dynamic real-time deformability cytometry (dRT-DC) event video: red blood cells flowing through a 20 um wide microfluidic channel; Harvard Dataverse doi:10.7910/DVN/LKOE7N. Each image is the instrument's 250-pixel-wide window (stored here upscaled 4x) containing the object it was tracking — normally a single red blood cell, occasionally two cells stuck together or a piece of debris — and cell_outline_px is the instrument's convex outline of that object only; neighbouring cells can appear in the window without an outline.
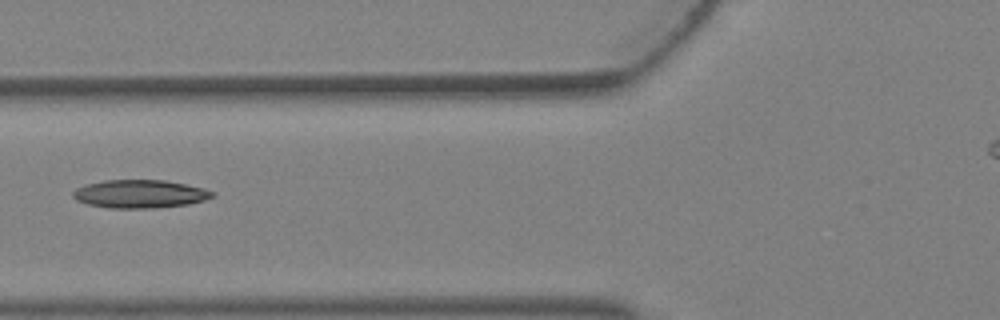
{"species": "Egyptian fruit bat (a non-hibernating species)", "species_latin": "Rousettus aegyptiacus", "temperature_condition": "warm", "stored_images_in_passage": 5, "camera_frame_rate_fps": 3000, "um_per_image_px": 0.085, "animal": {"sex": "female"}, "frame": {"image": 1, "passage_image": 5, "time_ms": 1.333, "image_size_px": [1000, 320], "cell_outline_px": [[216, 192], [212, 196], [204, 200], [188, 204], [152, 208], [108, 208], [88, 204], [76, 200], [72, 196], [72, 192], [76, 188], [88, 184], [104, 180], [164, 180], [204, 188]], "centroid_in_image_um": [11.87, 16.48], "position_along_channel_um": 113.9, "area_um2": 22.77}}